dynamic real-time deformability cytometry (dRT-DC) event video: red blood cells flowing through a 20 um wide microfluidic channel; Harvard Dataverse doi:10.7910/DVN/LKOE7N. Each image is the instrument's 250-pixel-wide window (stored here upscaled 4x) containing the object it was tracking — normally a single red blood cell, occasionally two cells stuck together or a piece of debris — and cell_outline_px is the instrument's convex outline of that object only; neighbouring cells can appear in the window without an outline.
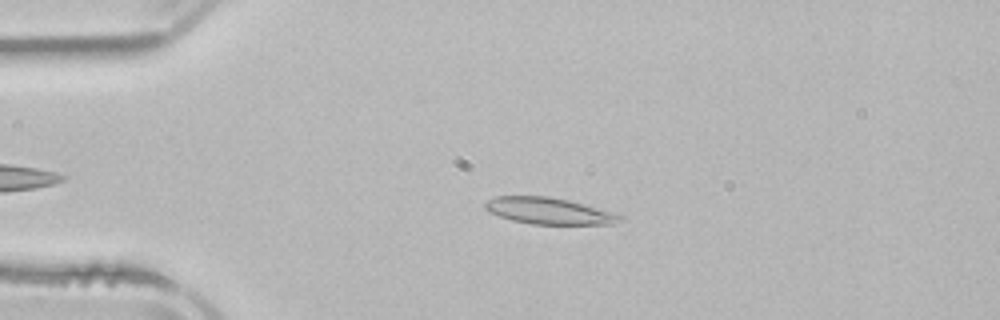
{"species": "common noctule bat (a hibernating species)", "species_latin": "Nyctalus noctula", "temperature_condition": "room temperature", "stored_images_in_passage": 3, "camera_frame_rate_fps": 3000, "um_per_image_px": 0.085, "animal": {"sex": "male", "body_mass_g": 21.5, "forearm_length_mm": 52.0}, "frame": {"image": 1, "passage_image": 1, "time_ms": 0.0, "image_size_px": [1000, 320], "cell_outline_px": [[620, 220], [612, 224], [532, 224], [512, 220], [500, 216], [484, 208], [484, 204], [488, 200], [496, 196], [548, 196], [568, 200], [616, 212], [620, 216]], "centroid_in_image_um": [46.66, 17.92], "position_along_channel_um": 38.3, "area_um2": 20.63}}
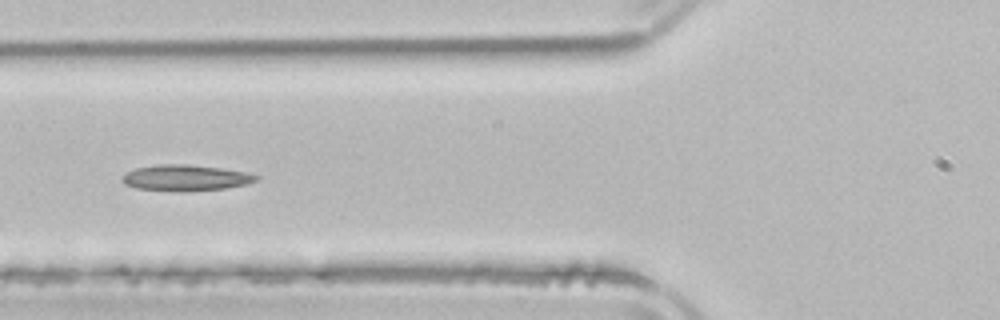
{"frame": {"image": 2, "passage_image": 3, "time_ms": 2.667, "image_size_px": [1000, 320], "cell_outline_px": [[260, 180], [248, 184], [224, 188], [136, 188], [124, 184], [120, 180], [128, 172], [136, 168], [160, 164], [188, 164], [220, 168], [248, 172], [260, 176]], "centroid_in_image_um": [15.86, 15.05], "position_along_channel_um": 109.9, "area_um2": 19.13}}